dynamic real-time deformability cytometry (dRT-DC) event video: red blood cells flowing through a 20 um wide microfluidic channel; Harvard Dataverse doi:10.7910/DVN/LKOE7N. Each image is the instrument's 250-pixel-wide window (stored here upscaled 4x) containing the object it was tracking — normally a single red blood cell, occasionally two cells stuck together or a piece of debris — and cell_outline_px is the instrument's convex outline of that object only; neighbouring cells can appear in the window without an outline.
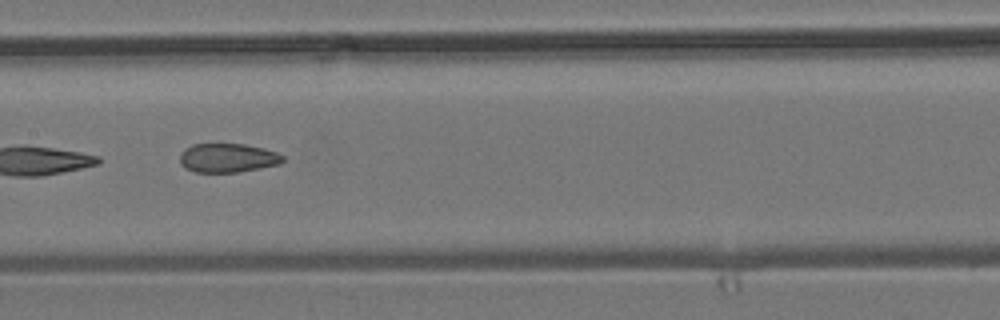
{"species": "common noctule bat (a hibernating species)", "species_latin": "Nyctalus noctula", "temperature_condition": "room temperature", "stored_images_in_passage": 11, "camera_frame_rate_fps": 3000, "um_per_image_px": 0.085, "animal": {"sex": "male", "body_mass_g": 19.2, "forearm_length_mm": 51.8}, "frame": {"image": 1, "passage_image": 8, "time_ms": 8.0, "image_size_px": [1000, 320], "cell_outline_px": [[284, 160], [280, 164], [260, 168], [236, 172], [196, 172], [184, 168], [180, 164], [180, 152], [184, 148], [192, 144], [244, 144], [264, 148], [276, 152], [284, 156]], "centroid_in_image_um": [19.33, 13.42], "position_along_channel_um": 188.1, "area_um2": 17.51}}
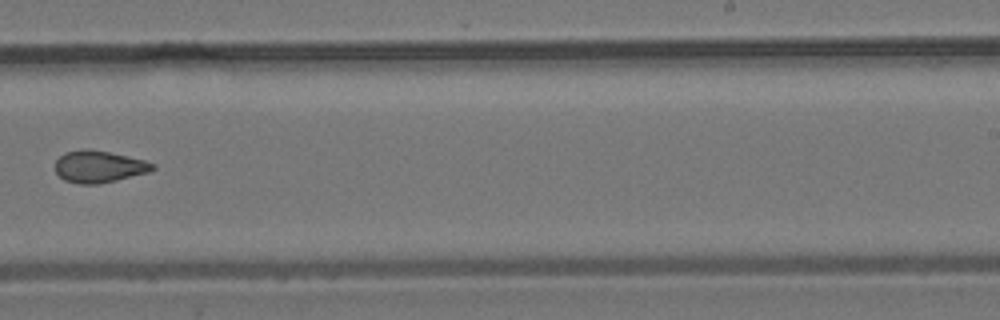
{"frame": {"image": 2, "passage_image": 10, "time_ms": 10.333, "image_size_px": [1000, 320], "cell_outline_px": [[156, 168], [152, 172], [100, 184], [80, 184], [64, 180], [56, 172], [56, 160], [64, 152], [84, 148], [88, 148], [108, 152], [144, 160], [156, 164]], "centroid_in_image_um": [8.44, 14.16], "position_along_channel_um": 280.6, "area_um2": 18.32}}
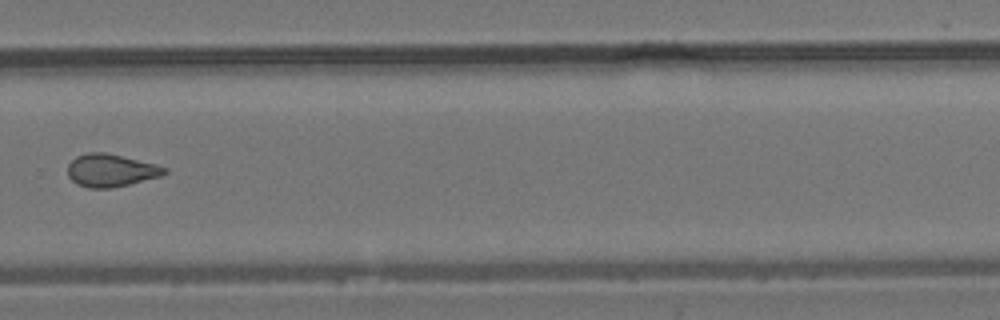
{"frame": {"image": 3, "passage_image": 11, "time_ms": 11.333, "image_size_px": [1000, 320], "cell_outline_px": [[168, 172], [160, 176], [112, 188], [88, 188], [76, 184], [68, 176], [68, 164], [76, 156], [88, 152], [104, 152], [156, 164], [168, 168]], "centroid_in_image_um": [9.4, 14.48], "position_along_channel_um": 320.4, "area_um2": 18.38}}